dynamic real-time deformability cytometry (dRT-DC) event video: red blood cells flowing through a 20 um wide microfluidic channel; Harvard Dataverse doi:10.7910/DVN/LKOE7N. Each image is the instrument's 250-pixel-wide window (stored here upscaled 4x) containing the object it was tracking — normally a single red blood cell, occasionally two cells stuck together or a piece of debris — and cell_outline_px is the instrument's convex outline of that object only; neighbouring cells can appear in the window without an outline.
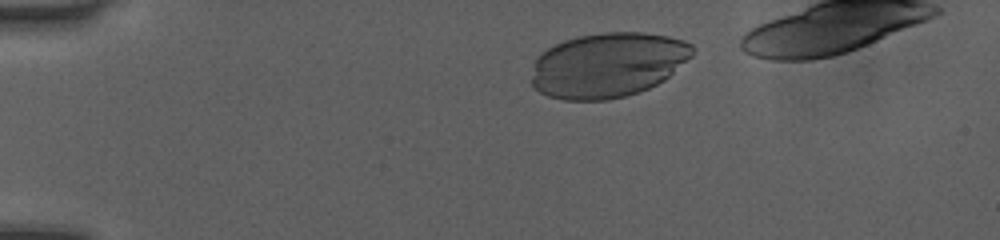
{"species": "human", "species_latin": "Homo sapiens", "temperature_condition": "room temperature", "stored_images_in_passage": 38, "camera_frame_rate_fps": 3000, "um_per_image_px": 0.085, "donor": {"sex": "female"}, "frame": {"image": 1, "passage_image": 4, "time_ms": 1.0, "image_size_px": [1000, 240], "cell_outline_px": [[696, 52], [692, 56], [664, 80], [640, 92], [624, 96], [604, 100], [564, 100], [548, 96], [532, 88], [532, 76], [536, 56], [540, 52], [564, 40], [580, 36], [600, 32], [644, 32], [668, 36], [684, 40], [692, 44]], "centroid_in_image_um": [51.66, 5.51], "position_along_channel_um": 33.3, "area_um2": 61.09}}